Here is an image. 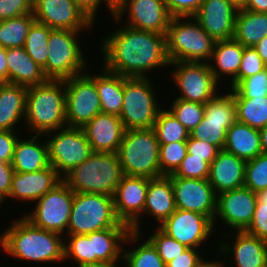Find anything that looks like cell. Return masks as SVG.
Segmentation results:
<instances>
[{"label":"cell","mask_w":267,"mask_h":267,"mask_svg":"<svg viewBox=\"0 0 267 267\" xmlns=\"http://www.w3.org/2000/svg\"><path fill=\"white\" fill-rule=\"evenodd\" d=\"M104 69L125 77L146 78L148 71L170 66L166 35L125 25L101 41Z\"/></svg>","instance_id":"1"},{"label":"cell","mask_w":267,"mask_h":267,"mask_svg":"<svg viewBox=\"0 0 267 267\" xmlns=\"http://www.w3.org/2000/svg\"><path fill=\"white\" fill-rule=\"evenodd\" d=\"M62 235L38 228L23 216L0 234V246L14 258L38 263H60L64 258Z\"/></svg>","instance_id":"2"},{"label":"cell","mask_w":267,"mask_h":267,"mask_svg":"<svg viewBox=\"0 0 267 267\" xmlns=\"http://www.w3.org/2000/svg\"><path fill=\"white\" fill-rule=\"evenodd\" d=\"M26 125L34 134L66 127V89L64 80L48 79L27 89Z\"/></svg>","instance_id":"3"},{"label":"cell","mask_w":267,"mask_h":267,"mask_svg":"<svg viewBox=\"0 0 267 267\" xmlns=\"http://www.w3.org/2000/svg\"><path fill=\"white\" fill-rule=\"evenodd\" d=\"M123 176L117 153L93 152L84 162L65 174L62 180L74 192L113 197Z\"/></svg>","instance_id":"4"},{"label":"cell","mask_w":267,"mask_h":267,"mask_svg":"<svg viewBox=\"0 0 267 267\" xmlns=\"http://www.w3.org/2000/svg\"><path fill=\"white\" fill-rule=\"evenodd\" d=\"M215 44L216 40L200 26L194 17H172L166 33L167 54L170 62L208 63Z\"/></svg>","instance_id":"5"},{"label":"cell","mask_w":267,"mask_h":267,"mask_svg":"<svg viewBox=\"0 0 267 267\" xmlns=\"http://www.w3.org/2000/svg\"><path fill=\"white\" fill-rule=\"evenodd\" d=\"M107 228H130L116 216L113 197L74 192L67 234L87 235Z\"/></svg>","instance_id":"6"},{"label":"cell","mask_w":267,"mask_h":267,"mask_svg":"<svg viewBox=\"0 0 267 267\" xmlns=\"http://www.w3.org/2000/svg\"><path fill=\"white\" fill-rule=\"evenodd\" d=\"M159 148L155 130H125L117 152L124 175L159 178Z\"/></svg>","instance_id":"7"},{"label":"cell","mask_w":267,"mask_h":267,"mask_svg":"<svg viewBox=\"0 0 267 267\" xmlns=\"http://www.w3.org/2000/svg\"><path fill=\"white\" fill-rule=\"evenodd\" d=\"M149 78L124 76L123 104L119 118L125 130L151 129L162 109Z\"/></svg>","instance_id":"8"},{"label":"cell","mask_w":267,"mask_h":267,"mask_svg":"<svg viewBox=\"0 0 267 267\" xmlns=\"http://www.w3.org/2000/svg\"><path fill=\"white\" fill-rule=\"evenodd\" d=\"M80 31L52 29L48 39V59L43 68L47 79L65 80L86 72L84 53L79 46ZM84 71V72H83Z\"/></svg>","instance_id":"9"},{"label":"cell","mask_w":267,"mask_h":267,"mask_svg":"<svg viewBox=\"0 0 267 267\" xmlns=\"http://www.w3.org/2000/svg\"><path fill=\"white\" fill-rule=\"evenodd\" d=\"M49 134L52 137L46 142L50 165L61 177L84 162L93 153L91 145L80 127L66 126L42 136H49Z\"/></svg>","instance_id":"10"},{"label":"cell","mask_w":267,"mask_h":267,"mask_svg":"<svg viewBox=\"0 0 267 267\" xmlns=\"http://www.w3.org/2000/svg\"><path fill=\"white\" fill-rule=\"evenodd\" d=\"M73 199L74 191L62 180L36 200L35 209L23 217L38 228L63 236L67 233Z\"/></svg>","instance_id":"11"},{"label":"cell","mask_w":267,"mask_h":267,"mask_svg":"<svg viewBox=\"0 0 267 267\" xmlns=\"http://www.w3.org/2000/svg\"><path fill=\"white\" fill-rule=\"evenodd\" d=\"M66 122L69 127L82 128L101 113L95 76L82 73L65 79Z\"/></svg>","instance_id":"12"},{"label":"cell","mask_w":267,"mask_h":267,"mask_svg":"<svg viewBox=\"0 0 267 267\" xmlns=\"http://www.w3.org/2000/svg\"><path fill=\"white\" fill-rule=\"evenodd\" d=\"M170 65L176 68L171 77L181 91L178 99L206 104L217 95L219 82L208 63L180 61L170 62Z\"/></svg>","instance_id":"13"},{"label":"cell","mask_w":267,"mask_h":267,"mask_svg":"<svg viewBox=\"0 0 267 267\" xmlns=\"http://www.w3.org/2000/svg\"><path fill=\"white\" fill-rule=\"evenodd\" d=\"M125 12L128 13V23L124 25L164 35L172 19L164 0H121L114 7L112 19L115 23L125 21L122 20Z\"/></svg>","instance_id":"14"},{"label":"cell","mask_w":267,"mask_h":267,"mask_svg":"<svg viewBox=\"0 0 267 267\" xmlns=\"http://www.w3.org/2000/svg\"><path fill=\"white\" fill-rule=\"evenodd\" d=\"M151 178L124 175L113 195L117 218L132 231L140 232V216L144 211L146 192Z\"/></svg>","instance_id":"15"},{"label":"cell","mask_w":267,"mask_h":267,"mask_svg":"<svg viewBox=\"0 0 267 267\" xmlns=\"http://www.w3.org/2000/svg\"><path fill=\"white\" fill-rule=\"evenodd\" d=\"M168 176L173 185L176 208L200 213L214 222L217 195L209 180Z\"/></svg>","instance_id":"16"},{"label":"cell","mask_w":267,"mask_h":267,"mask_svg":"<svg viewBox=\"0 0 267 267\" xmlns=\"http://www.w3.org/2000/svg\"><path fill=\"white\" fill-rule=\"evenodd\" d=\"M214 224L208 216L188 210L176 209L158 227L186 247L199 249L206 240H209L208 238L211 234H214L212 233Z\"/></svg>","instance_id":"17"},{"label":"cell","mask_w":267,"mask_h":267,"mask_svg":"<svg viewBox=\"0 0 267 267\" xmlns=\"http://www.w3.org/2000/svg\"><path fill=\"white\" fill-rule=\"evenodd\" d=\"M32 13L36 22L52 29L81 31L94 26L73 0H33Z\"/></svg>","instance_id":"18"},{"label":"cell","mask_w":267,"mask_h":267,"mask_svg":"<svg viewBox=\"0 0 267 267\" xmlns=\"http://www.w3.org/2000/svg\"><path fill=\"white\" fill-rule=\"evenodd\" d=\"M256 203V193L245 186L220 193L214 222L220 218L232 231H245L252 222Z\"/></svg>","instance_id":"19"},{"label":"cell","mask_w":267,"mask_h":267,"mask_svg":"<svg viewBox=\"0 0 267 267\" xmlns=\"http://www.w3.org/2000/svg\"><path fill=\"white\" fill-rule=\"evenodd\" d=\"M238 9L228 0H204L193 16L216 41L234 38Z\"/></svg>","instance_id":"20"},{"label":"cell","mask_w":267,"mask_h":267,"mask_svg":"<svg viewBox=\"0 0 267 267\" xmlns=\"http://www.w3.org/2000/svg\"><path fill=\"white\" fill-rule=\"evenodd\" d=\"M225 236L228 240L231 238L233 240L234 236L236 238L234 237L233 245L227 241L219 242L218 252L229 258V255H234L232 256L234 260L231 263H234L235 267H267V242L265 240L245 231L228 232Z\"/></svg>","instance_id":"21"},{"label":"cell","mask_w":267,"mask_h":267,"mask_svg":"<svg viewBox=\"0 0 267 267\" xmlns=\"http://www.w3.org/2000/svg\"><path fill=\"white\" fill-rule=\"evenodd\" d=\"M91 240L92 266L118 262L122 258L123 244L136 243L140 232L130 228H107L86 235Z\"/></svg>","instance_id":"22"},{"label":"cell","mask_w":267,"mask_h":267,"mask_svg":"<svg viewBox=\"0 0 267 267\" xmlns=\"http://www.w3.org/2000/svg\"><path fill=\"white\" fill-rule=\"evenodd\" d=\"M93 152L117 153L125 128L117 115L99 113L82 127Z\"/></svg>","instance_id":"23"},{"label":"cell","mask_w":267,"mask_h":267,"mask_svg":"<svg viewBox=\"0 0 267 267\" xmlns=\"http://www.w3.org/2000/svg\"><path fill=\"white\" fill-rule=\"evenodd\" d=\"M61 181L62 177L51 165L37 172H14L8 198L34 202Z\"/></svg>","instance_id":"24"},{"label":"cell","mask_w":267,"mask_h":267,"mask_svg":"<svg viewBox=\"0 0 267 267\" xmlns=\"http://www.w3.org/2000/svg\"><path fill=\"white\" fill-rule=\"evenodd\" d=\"M246 161L220 150L210 164L208 180L216 195L244 186Z\"/></svg>","instance_id":"25"},{"label":"cell","mask_w":267,"mask_h":267,"mask_svg":"<svg viewBox=\"0 0 267 267\" xmlns=\"http://www.w3.org/2000/svg\"><path fill=\"white\" fill-rule=\"evenodd\" d=\"M174 189L169 176L151 178L146 192L143 215L153 216L162 224L176 210Z\"/></svg>","instance_id":"26"},{"label":"cell","mask_w":267,"mask_h":267,"mask_svg":"<svg viewBox=\"0 0 267 267\" xmlns=\"http://www.w3.org/2000/svg\"><path fill=\"white\" fill-rule=\"evenodd\" d=\"M243 52L244 47L234 38L216 41L208 65L217 81H220L222 76L228 75L231 77V89L238 84V71Z\"/></svg>","instance_id":"27"},{"label":"cell","mask_w":267,"mask_h":267,"mask_svg":"<svg viewBox=\"0 0 267 267\" xmlns=\"http://www.w3.org/2000/svg\"><path fill=\"white\" fill-rule=\"evenodd\" d=\"M8 83L25 87L46 82L43 69L27 54L24 47L6 49Z\"/></svg>","instance_id":"28"},{"label":"cell","mask_w":267,"mask_h":267,"mask_svg":"<svg viewBox=\"0 0 267 267\" xmlns=\"http://www.w3.org/2000/svg\"><path fill=\"white\" fill-rule=\"evenodd\" d=\"M42 135L35 134L32 138L21 140L15 144L12 167L14 172H37L50 166L47 142L38 143Z\"/></svg>","instance_id":"29"},{"label":"cell","mask_w":267,"mask_h":267,"mask_svg":"<svg viewBox=\"0 0 267 267\" xmlns=\"http://www.w3.org/2000/svg\"><path fill=\"white\" fill-rule=\"evenodd\" d=\"M28 87L5 83L0 90V130L16 131L25 120ZM16 124V125H15Z\"/></svg>","instance_id":"30"},{"label":"cell","mask_w":267,"mask_h":267,"mask_svg":"<svg viewBox=\"0 0 267 267\" xmlns=\"http://www.w3.org/2000/svg\"><path fill=\"white\" fill-rule=\"evenodd\" d=\"M223 150L245 161L254 159L262 153L259 129L236 120L227 130Z\"/></svg>","instance_id":"31"},{"label":"cell","mask_w":267,"mask_h":267,"mask_svg":"<svg viewBox=\"0 0 267 267\" xmlns=\"http://www.w3.org/2000/svg\"><path fill=\"white\" fill-rule=\"evenodd\" d=\"M95 75V85L100 98L101 113L119 116L123 104L124 76L104 68Z\"/></svg>","instance_id":"32"},{"label":"cell","mask_w":267,"mask_h":267,"mask_svg":"<svg viewBox=\"0 0 267 267\" xmlns=\"http://www.w3.org/2000/svg\"><path fill=\"white\" fill-rule=\"evenodd\" d=\"M267 36V13L239 9L234 39L243 47H253Z\"/></svg>","instance_id":"33"},{"label":"cell","mask_w":267,"mask_h":267,"mask_svg":"<svg viewBox=\"0 0 267 267\" xmlns=\"http://www.w3.org/2000/svg\"><path fill=\"white\" fill-rule=\"evenodd\" d=\"M35 21L33 13L0 21V44L2 48L24 47L29 29Z\"/></svg>","instance_id":"34"},{"label":"cell","mask_w":267,"mask_h":267,"mask_svg":"<svg viewBox=\"0 0 267 267\" xmlns=\"http://www.w3.org/2000/svg\"><path fill=\"white\" fill-rule=\"evenodd\" d=\"M237 121L261 129L267 126V96L252 99H234Z\"/></svg>","instance_id":"35"},{"label":"cell","mask_w":267,"mask_h":267,"mask_svg":"<svg viewBox=\"0 0 267 267\" xmlns=\"http://www.w3.org/2000/svg\"><path fill=\"white\" fill-rule=\"evenodd\" d=\"M52 28L47 25L34 22L29 29L24 49L31 59L42 69L47 64L48 59V39Z\"/></svg>","instance_id":"36"},{"label":"cell","mask_w":267,"mask_h":267,"mask_svg":"<svg viewBox=\"0 0 267 267\" xmlns=\"http://www.w3.org/2000/svg\"><path fill=\"white\" fill-rule=\"evenodd\" d=\"M153 129L159 144L187 141L189 132L167 109H161L157 115Z\"/></svg>","instance_id":"37"},{"label":"cell","mask_w":267,"mask_h":267,"mask_svg":"<svg viewBox=\"0 0 267 267\" xmlns=\"http://www.w3.org/2000/svg\"><path fill=\"white\" fill-rule=\"evenodd\" d=\"M126 267H166L156 247L147 239L134 250L127 251L123 247L122 258Z\"/></svg>","instance_id":"38"},{"label":"cell","mask_w":267,"mask_h":267,"mask_svg":"<svg viewBox=\"0 0 267 267\" xmlns=\"http://www.w3.org/2000/svg\"><path fill=\"white\" fill-rule=\"evenodd\" d=\"M222 94V95H221ZM217 94L205 104L207 121L235 122L237 120L233 92Z\"/></svg>","instance_id":"39"},{"label":"cell","mask_w":267,"mask_h":267,"mask_svg":"<svg viewBox=\"0 0 267 267\" xmlns=\"http://www.w3.org/2000/svg\"><path fill=\"white\" fill-rule=\"evenodd\" d=\"M234 122L207 121L204 116L201 122L189 133L191 138L208 141L219 150H223L226 142L227 130Z\"/></svg>","instance_id":"40"},{"label":"cell","mask_w":267,"mask_h":267,"mask_svg":"<svg viewBox=\"0 0 267 267\" xmlns=\"http://www.w3.org/2000/svg\"><path fill=\"white\" fill-rule=\"evenodd\" d=\"M168 109L170 113L187 129L190 133L203 119L205 115V104L174 99Z\"/></svg>","instance_id":"41"},{"label":"cell","mask_w":267,"mask_h":267,"mask_svg":"<svg viewBox=\"0 0 267 267\" xmlns=\"http://www.w3.org/2000/svg\"><path fill=\"white\" fill-rule=\"evenodd\" d=\"M64 258L72 259L78 267L92 266L91 240L86 235H66Z\"/></svg>","instance_id":"42"},{"label":"cell","mask_w":267,"mask_h":267,"mask_svg":"<svg viewBox=\"0 0 267 267\" xmlns=\"http://www.w3.org/2000/svg\"><path fill=\"white\" fill-rule=\"evenodd\" d=\"M187 154V141L161 144L159 148V166L162 175L173 174Z\"/></svg>","instance_id":"43"},{"label":"cell","mask_w":267,"mask_h":267,"mask_svg":"<svg viewBox=\"0 0 267 267\" xmlns=\"http://www.w3.org/2000/svg\"><path fill=\"white\" fill-rule=\"evenodd\" d=\"M244 186L255 193L267 189V154L246 161Z\"/></svg>","instance_id":"44"},{"label":"cell","mask_w":267,"mask_h":267,"mask_svg":"<svg viewBox=\"0 0 267 267\" xmlns=\"http://www.w3.org/2000/svg\"><path fill=\"white\" fill-rule=\"evenodd\" d=\"M234 99H252L267 96V67L248 78L242 79L232 88Z\"/></svg>","instance_id":"45"},{"label":"cell","mask_w":267,"mask_h":267,"mask_svg":"<svg viewBox=\"0 0 267 267\" xmlns=\"http://www.w3.org/2000/svg\"><path fill=\"white\" fill-rule=\"evenodd\" d=\"M157 230L153 231V234L148 237L152 244L156 247L159 256L162 258L163 262L167 264L175 257L182 254V252L187 249L184 244L179 243L174 238L168 236L164 233L158 226Z\"/></svg>","instance_id":"46"},{"label":"cell","mask_w":267,"mask_h":267,"mask_svg":"<svg viewBox=\"0 0 267 267\" xmlns=\"http://www.w3.org/2000/svg\"><path fill=\"white\" fill-rule=\"evenodd\" d=\"M210 174V164L203 158L192 157L191 154H186L180 166L172 174L176 177L208 179Z\"/></svg>","instance_id":"47"},{"label":"cell","mask_w":267,"mask_h":267,"mask_svg":"<svg viewBox=\"0 0 267 267\" xmlns=\"http://www.w3.org/2000/svg\"><path fill=\"white\" fill-rule=\"evenodd\" d=\"M266 67L254 47H244L241 65L238 71V83L244 78L263 71Z\"/></svg>","instance_id":"48"},{"label":"cell","mask_w":267,"mask_h":267,"mask_svg":"<svg viewBox=\"0 0 267 267\" xmlns=\"http://www.w3.org/2000/svg\"><path fill=\"white\" fill-rule=\"evenodd\" d=\"M245 232L267 242V202L256 203L252 222Z\"/></svg>","instance_id":"49"},{"label":"cell","mask_w":267,"mask_h":267,"mask_svg":"<svg viewBox=\"0 0 267 267\" xmlns=\"http://www.w3.org/2000/svg\"><path fill=\"white\" fill-rule=\"evenodd\" d=\"M33 0H0V21L32 13Z\"/></svg>","instance_id":"50"},{"label":"cell","mask_w":267,"mask_h":267,"mask_svg":"<svg viewBox=\"0 0 267 267\" xmlns=\"http://www.w3.org/2000/svg\"><path fill=\"white\" fill-rule=\"evenodd\" d=\"M220 150L208 141L197 140L189 136L187 140V153L192 157L203 158L209 164L216 158Z\"/></svg>","instance_id":"51"},{"label":"cell","mask_w":267,"mask_h":267,"mask_svg":"<svg viewBox=\"0 0 267 267\" xmlns=\"http://www.w3.org/2000/svg\"><path fill=\"white\" fill-rule=\"evenodd\" d=\"M204 0H164L172 17H193Z\"/></svg>","instance_id":"52"},{"label":"cell","mask_w":267,"mask_h":267,"mask_svg":"<svg viewBox=\"0 0 267 267\" xmlns=\"http://www.w3.org/2000/svg\"><path fill=\"white\" fill-rule=\"evenodd\" d=\"M17 132L0 130V162L12 163L15 144L20 136Z\"/></svg>","instance_id":"53"},{"label":"cell","mask_w":267,"mask_h":267,"mask_svg":"<svg viewBox=\"0 0 267 267\" xmlns=\"http://www.w3.org/2000/svg\"><path fill=\"white\" fill-rule=\"evenodd\" d=\"M197 248H187L181 255L166 264V267H198L205 261Z\"/></svg>","instance_id":"54"},{"label":"cell","mask_w":267,"mask_h":267,"mask_svg":"<svg viewBox=\"0 0 267 267\" xmlns=\"http://www.w3.org/2000/svg\"><path fill=\"white\" fill-rule=\"evenodd\" d=\"M76 4V6L83 11V13L93 22L95 20V17L97 16V9L99 8V5L103 2L107 6L108 11L114 15V7L107 1V0H73Z\"/></svg>","instance_id":"55"},{"label":"cell","mask_w":267,"mask_h":267,"mask_svg":"<svg viewBox=\"0 0 267 267\" xmlns=\"http://www.w3.org/2000/svg\"><path fill=\"white\" fill-rule=\"evenodd\" d=\"M14 169L12 163L0 162V199L9 197Z\"/></svg>","instance_id":"56"},{"label":"cell","mask_w":267,"mask_h":267,"mask_svg":"<svg viewBox=\"0 0 267 267\" xmlns=\"http://www.w3.org/2000/svg\"><path fill=\"white\" fill-rule=\"evenodd\" d=\"M244 9L253 12L267 13V0H248V3Z\"/></svg>","instance_id":"57"},{"label":"cell","mask_w":267,"mask_h":267,"mask_svg":"<svg viewBox=\"0 0 267 267\" xmlns=\"http://www.w3.org/2000/svg\"><path fill=\"white\" fill-rule=\"evenodd\" d=\"M0 80L8 83V67L5 48L0 50Z\"/></svg>","instance_id":"58"},{"label":"cell","mask_w":267,"mask_h":267,"mask_svg":"<svg viewBox=\"0 0 267 267\" xmlns=\"http://www.w3.org/2000/svg\"><path fill=\"white\" fill-rule=\"evenodd\" d=\"M259 56L262 58V61L267 66V36L262 38L256 45L253 46Z\"/></svg>","instance_id":"59"},{"label":"cell","mask_w":267,"mask_h":267,"mask_svg":"<svg viewBox=\"0 0 267 267\" xmlns=\"http://www.w3.org/2000/svg\"><path fill=\"white\" fill-rule=\"evenodd\" d=\"M262 153L267 154V126L259 129Z\"/></svg>","instance_id":"60"},{"label":"cell","mask_w":267,"mask_h":267,"mask_svg":"<svg viewBox=\"0 0 267 267\" xmlns=\"http://www.w3.org/2000/svg\"><path fill=\"white\" fill-rule=\"evenodd\" d=\"M224 262H222L221 260L219 261L218 259L217 260H208V261H203L198 267H223V264Z\"/></svg>","instance_id":"61"},{"label":"cell","mask_w":267,"mask_h":267,"mask_svg":"<svg viewBox=\"0 0 267 267\" xmlns=\"http://www.w3.org/2000/svg\"><path fill=\"white\" fill-rule=\"evenodd\" d=\"M231 4H233L238 10L244 9L248 3V0H228Z\"/></svg>","instance_id":"62"},{"label":"cell","mask_w":267,"mask_h":267,"mask_svg":"<svg viewBox=\"0 0 267 267\" xmlns=\"http://www.w3.org/2000/svg\"><path fill=\"white\" fill-rule=\"evenodd\" d=\"M257 202H267V189L256 192Z\"/></svg>","instance_id":"63"},{"label":"cell","mask_w":267,"mask_h":267,"mask_svg":"<svg viewBox=\"0 0 267 267\" xmlns=\"http://www.w3.org/2000/svg\"><path fill=\"white\" fill-rule=\"evenodd\" d=\"M116 263H103L100 265H95V266H90V267H119L118 265L116 266Z\"/></svg>","instance_id":"64"},{"label":"cell","mask_w":267,"mask_h":267,"mask_svg":"<svg viewBox=\"0 0 267 267\" xmlns=\"http://www.w3.org/2000/svg\"><path fill=\"white\" fill-rule=\"evenodd\" d=\"M113 7H115L121 0H107Z\"/></svg>","instance_id":"65"},{"label":"cell","mask_w":267,"mask_h":267,"mask_svg":"<svg viewBox=\"0 0 267 267\" xmlns=\"http://www.w3.org/2000/svg\"><path fill=\"white\" fill-rule=\"evenodd\" d=\"M4 84H5V82L0 80V90H1V88H2V86H3Z\"/></svg>","instance_id":"66"}]
</instances>
